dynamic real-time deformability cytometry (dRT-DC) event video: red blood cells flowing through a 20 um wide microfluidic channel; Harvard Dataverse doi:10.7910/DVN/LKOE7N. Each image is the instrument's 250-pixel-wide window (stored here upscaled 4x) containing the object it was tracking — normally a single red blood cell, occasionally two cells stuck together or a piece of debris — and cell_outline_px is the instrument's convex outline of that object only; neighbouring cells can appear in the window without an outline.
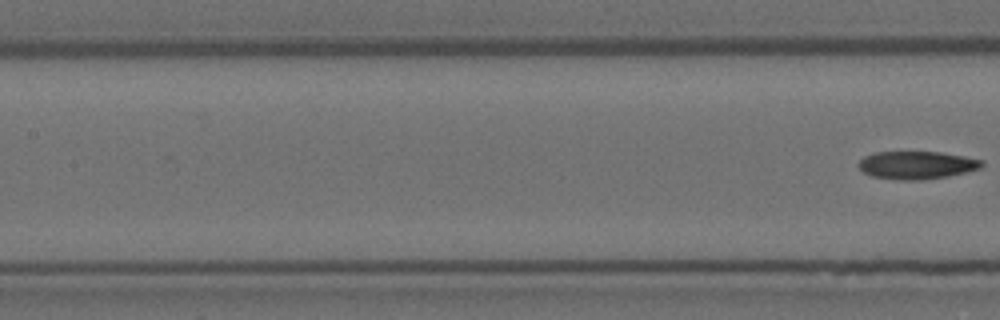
{"species": "Egyptian fruit bat (a non-hibernating species)", "species_latin": "Rousettus aegyptiacus", "temperature_condition": "room temperature", "stored_images_in_passage": 8, "segment_of_instrument_passage": [2, 2], "camera_frame_rate_fps": 3000, "um_per_image_px": 0.085, "animal": {"sex": "female"}, "frame": {"image": 1, "passage_image": 8, "time_ms": 2.333, "image_size_px": [1000, 320], "cell_outline_px": [[984, 164], [980, 168], [968, 172], [948, 176], [920, 180], [900, 180], [872, 176], [864, 172], [856, 164], [864, 156], [872, 152], [940, 152], [964, 156], [984, 160]], "centroid_in_image_um": [77.93, 14.03], "position_along_channel_um": 129.5, "area_um2": 20.11}}